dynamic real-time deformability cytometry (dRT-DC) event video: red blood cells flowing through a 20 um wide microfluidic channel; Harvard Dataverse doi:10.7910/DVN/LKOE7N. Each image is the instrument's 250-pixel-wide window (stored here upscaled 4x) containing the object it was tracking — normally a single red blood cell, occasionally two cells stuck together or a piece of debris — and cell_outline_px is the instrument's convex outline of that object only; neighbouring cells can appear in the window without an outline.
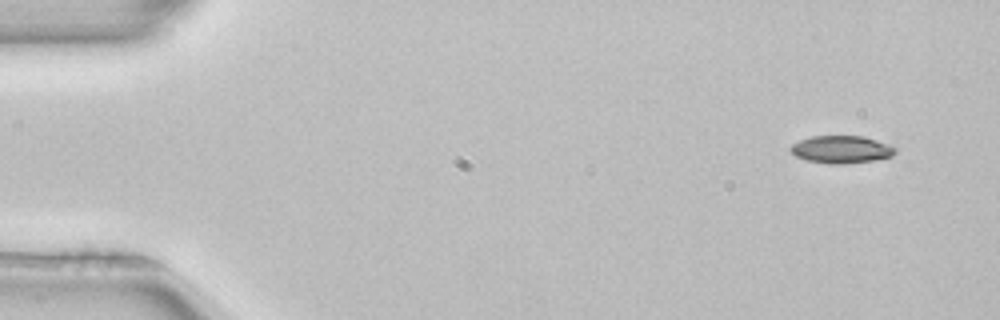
{"species": "common noctule bat (a hibernating species)", "species_latin": "Nyctalus noctula", "temperature_condition": "room temperature", "stored_images_in_passage": 19, "camera_frame_rate_fps": 3000, "um_per_image_px": 0.085, "animal": {"sex": "female", "body_mass_g": 22.7, "forearm_length_mm": 54.2}, "frame": {"image": 1, "passage_image": 1, "time_ms": 0.0, "image_size_px": [1000, 320], "cell_outline_px": [[896, 152], [892, 156], [876, 160], [844, 164], [832, 164], [808, 160], [796, 156], [788, 148], [792, 144], [800, 140], [812, 136], [864, 136], [892, 144], [896, 148]], "centroid_in_image_um": [71.57, 12.69], "position_along_channel_um": 13.4, "area_um2": 16.94}}
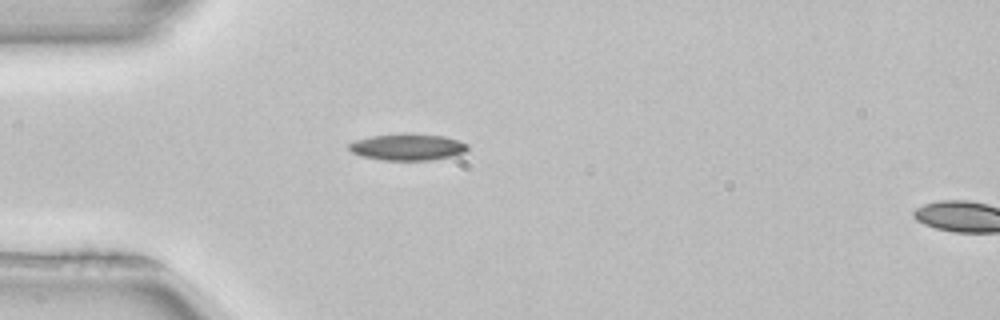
{"frame": {"image": 2, "passage_image": 12, "time_ms": 3.667, "image_size_px": [1000, 320], "cell_outline_px": [[468, 152], [452, 156], [432, 160], [384, 160], [360, 156], [352, 152], [348, 148], [348, 144], [356, 140], [368, 136], [404, 132], [444, 136], [468, 144]], "centroid_in_image_um": [34.64, 12.48], "position_along_channel_um": 50.4, "area_um2": 18.73}}